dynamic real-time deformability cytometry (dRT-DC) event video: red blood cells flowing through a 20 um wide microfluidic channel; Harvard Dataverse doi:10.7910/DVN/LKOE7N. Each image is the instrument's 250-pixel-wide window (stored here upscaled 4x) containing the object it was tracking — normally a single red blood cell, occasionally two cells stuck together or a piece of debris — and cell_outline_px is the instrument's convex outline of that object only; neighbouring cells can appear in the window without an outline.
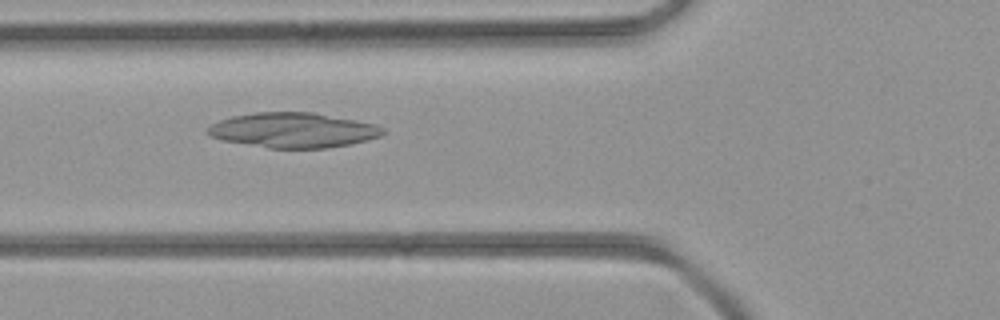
{"species": "common noctule bat (a hibernating species)", "species_latin": "Nyctalus noctula", "temperature_condition": "room temperature", "stored_images_in_passage": 32, "camera_frame_rate_fps": 3000, "um_per_image_px": 0.085, "animal": {"sex": "female", "body_mass_g": 21.9}, "frame": {"image": 1, "passage_image": 5, "time_ms": 1.333, "image_size_px": [1000, 320], "cell_outline_px": [[384, 132], [380, 136], [368, 140], [352, 144], [328, 148], [268, 148], [224, 140], [212, 136], [208, 132], [208, 128], [212, 124], [220, 120], [232, 116], [256, 112], [312, 112], [356, 120], [376, 124], [384, 128]], "centroid_in_image_um": [24.97, 11.06], "position_along_channel_um": 100.8, "area_um2": 35.55}}
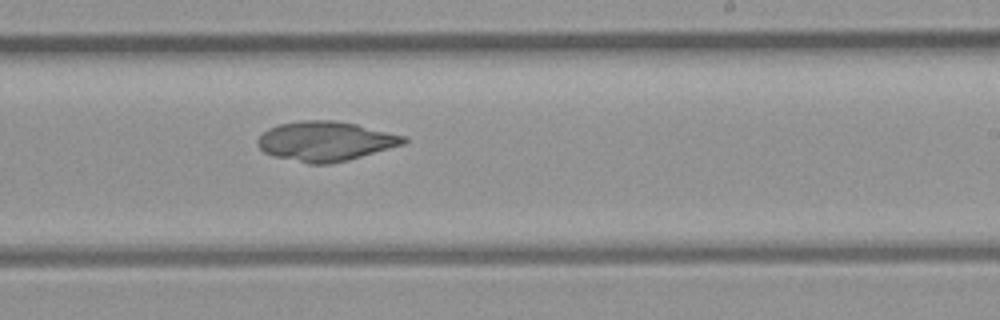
{"frame": {"image": 2, "passage_image": 15, "time_ms": 4.667, "image_size_px": [1000, 320], "cell_outline_px": [[408, 140], [404, 144], [348, 160], [328, 164], [308, 164], [272, 156], [264, 152], [256, 144], [256, 140], [268, 128], [280, 124], [300, 120], [332, 120], [356, 124], [404, 136]], "centroid_in_image_um": [27.62, 12.01], "position_along_channel_um": 261.4, "area_um2": 33.64}}
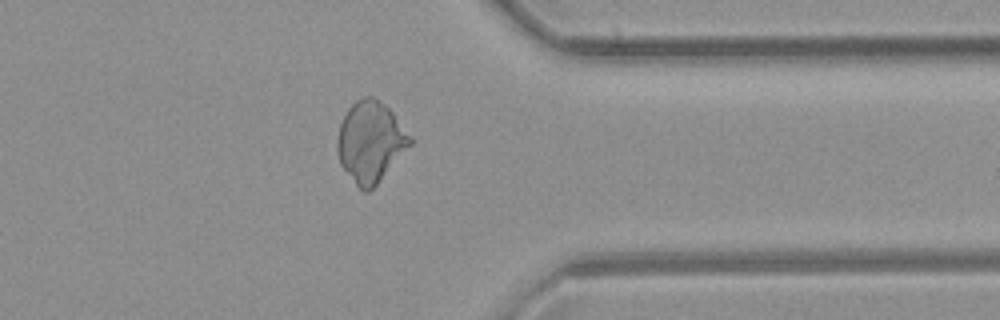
{"frame": {"image": 3, "passage_image": 23, "time_ms": 7.333, "image_size_px": [1000, 320], "cell_outline_px": [[412, 144], [376, 184], [368, 192], [364, 192], [356, 184], [340, 164], [336, 148], [336, 140], [340, 124], [348, 108], [356, 100], [364, 96], [372, 96], [384, 104], [392, 112], [412, 136]], "centroid_in_image_um": [31.48, 12.03], "position_along_channel_um": 379.9, "area_um2": 33.99}}